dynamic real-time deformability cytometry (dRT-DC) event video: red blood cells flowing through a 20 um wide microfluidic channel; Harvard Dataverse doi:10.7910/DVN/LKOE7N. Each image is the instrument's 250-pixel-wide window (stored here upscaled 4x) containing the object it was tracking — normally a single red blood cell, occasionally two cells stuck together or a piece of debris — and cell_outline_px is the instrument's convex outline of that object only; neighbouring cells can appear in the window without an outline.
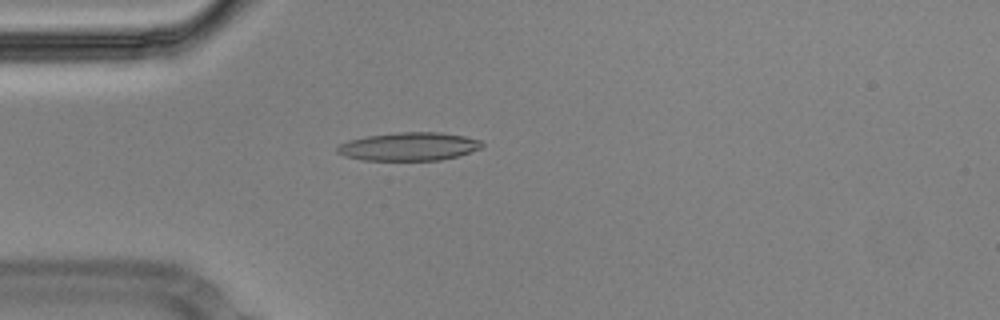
{"species": "Egyptian fruit bat (a non-hibernating species)", "species_latin": "Rousettus aegyptiacus", "temperature_condition": "cold", "stored_images_in_passage": 41, "camera_frame_rate_fps": 3000, "um_per_image_px": 0.085, "animal": {"sex": "male"}, "frame": {"image": 1, "passage_image": 1, "time_ms": 0.0, "image_size_px": [1000, 320], "cell_outline_px": [[484, 144], [480, 148], [460, 156], [440, 160], [360, 160], [344, 156], [336, 152], [336, 148], [340, 144], [348, 140], [368, 136], [396, 132], [440, 132], [464, 136], [480, 140]], "centroid_in_image_um": [34.75, 12.46], "position_along_channel_um": 50.3, "area_um2": 23.93}}
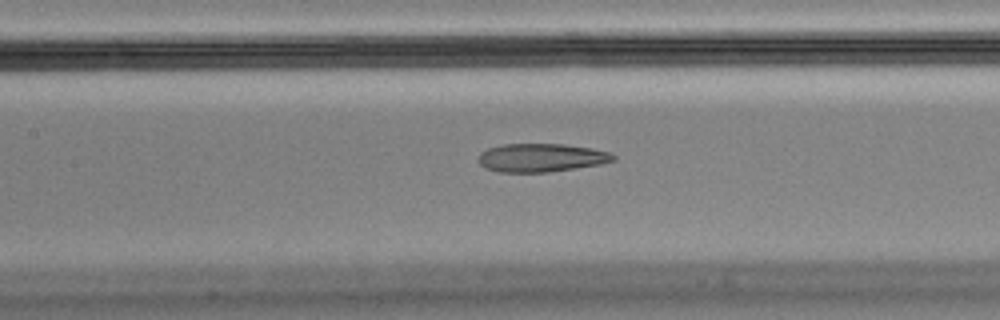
{"frame": {"image": 2, "passage_image": 11, "time_ms": 3.333, "image_size_px": [1000, 320], "cell_outline_px": [[616, 160], [600, 164], [548, 172], [500, 172], [484, 168], [480, 164], [480, 152], [488, 148], [504, 144], [564, 144], [592, 148], [608, 152], [616, 156]], "centroid_in_image_um": [46.01, 13.4], "position_along_channel_um": 161.4, "area_um2": 22.2}}
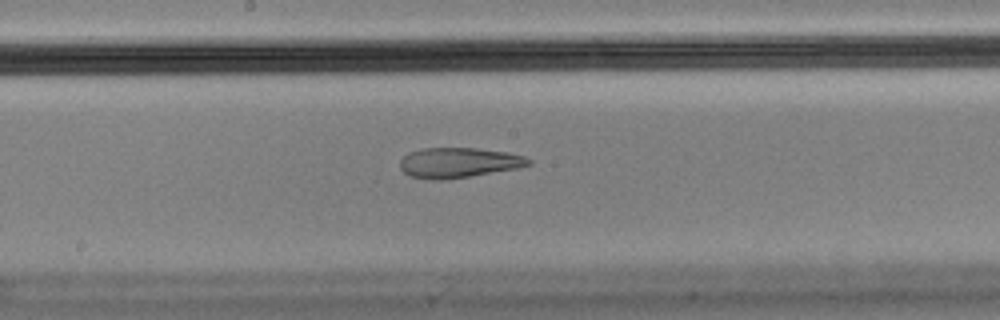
{"frame": {"image": 3, "passage_image": 15, "time_ms": 4.667, "image_size_px": [1000, 320], "cell_outline_px": [[532, 164], [520, 168], [468, 176], [440, 180], [436, 180], [412, 176], [404, 172], [400, 168], [400, 160], [408, 152], [424, 148], [476, 148], [508, 152], [524, 156], [532, 160]], "centroid_in_image_um": [39.02, 13.81], "position_along_channel_um": 209.2, "area_um2": 22.48}, "authors_computed_cell_mechanics": {"area_um2": 24.9696, "velocity_mm_per_s": 3.5875, "shape_relaxation_time_tau1_ms": null, "shape_relaxation_time_tau2_ms": 3.0632, "deformation_change_tau1": null, "deformation_change_tau2": 0.1193}}